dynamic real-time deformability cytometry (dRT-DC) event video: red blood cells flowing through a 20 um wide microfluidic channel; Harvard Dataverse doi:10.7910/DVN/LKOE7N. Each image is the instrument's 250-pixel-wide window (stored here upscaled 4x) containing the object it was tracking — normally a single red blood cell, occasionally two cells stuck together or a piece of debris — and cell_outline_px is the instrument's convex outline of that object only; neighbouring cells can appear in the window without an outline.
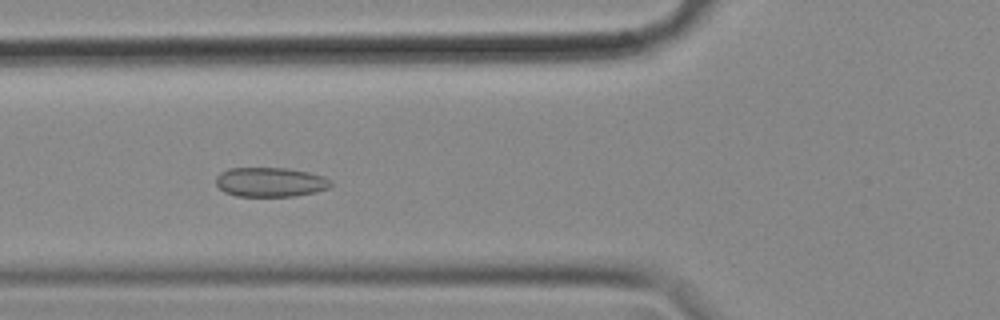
{"species": "common noctule bat (a hibernating species)", "species_latin": "Nyctalus noctula", "temperature_condition": "cold", "stored_images_in_passage": 58, "camera_frame_rate_fps": 3000, "um_per_image_px": 0.085, "animal": {"sex": "female", "body_mass_g": 18.4}, "frame": {"image": 1, "passage_image": 21, "time_ms": 6.667, "image_size_px": [1000, 320], "cell_outline_px": [[332, 184], [328, 188], [316, 192], [296, 196], [236, 196], [224, 192], [216, 184], [216, 176], [220, 172], [228, 168], [288, 168], [308, 172], [324, 176], [332, 180]], "centroid_in_image_um": [22.98, 15.47], "position_along_channel_um": 102.8, "area_um2": 19.88}}
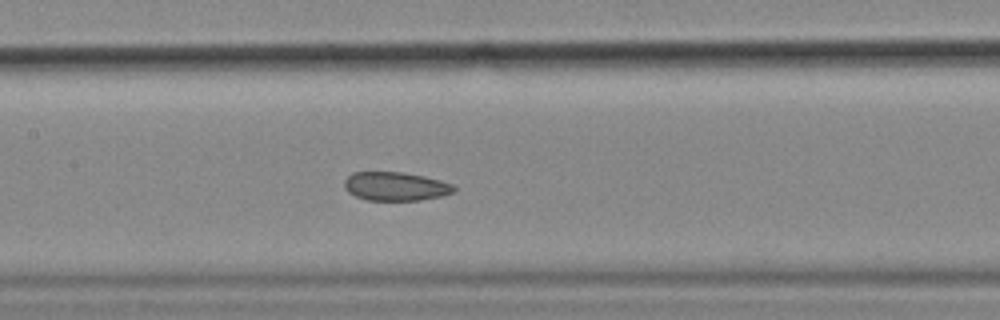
{"frame": {"image": 2, "passage_image": 27, "time_ms": 8.667, "image_size_px": [1000, 320], "cell_outline_px": [[456, 192], [444, 196], [420, 200], [368, 200], [356, 196], [348, 192], [344, 188], [344, 180], [352, 172], [404, 172], [424, 176], [440, 180], [452, 184], [456, 188]], "centroid_in_image_um": [33.65, 15.84], "position_along_channel_um": 173.8, "area_um2": 18.5}}
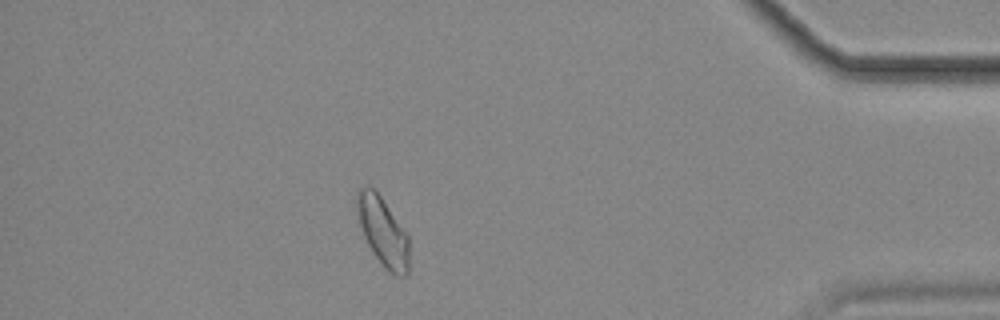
{"frame": {"image": 3, "passage_image": 50, "time_ms": 16.333, "image_size_px": [1000, 320], "cell_outline_px": [[408, 276], [396, 276], [388, 272], [384, 268], [372, 252], [364, 236], [360, 224], [356, 208], [356, 192], [360, 188], [368, 184], [380, 196], [408, 236]], "centroid_in_image_um": [32.52, 19.71], "position_along_channel_um": 402.7, "area_um2": 20.69}, "authors_computed_cell_mechanics": {"area_um2": 20.3167, "velocity_mm_per_s": 3.5464, "shape_relaxation_time_tau1_ms": null, "shape_relaxation_time_tau2_ms": 1.9191, "deformation_change_tau1": null, "deformation_change_tau2": 0.0581}}